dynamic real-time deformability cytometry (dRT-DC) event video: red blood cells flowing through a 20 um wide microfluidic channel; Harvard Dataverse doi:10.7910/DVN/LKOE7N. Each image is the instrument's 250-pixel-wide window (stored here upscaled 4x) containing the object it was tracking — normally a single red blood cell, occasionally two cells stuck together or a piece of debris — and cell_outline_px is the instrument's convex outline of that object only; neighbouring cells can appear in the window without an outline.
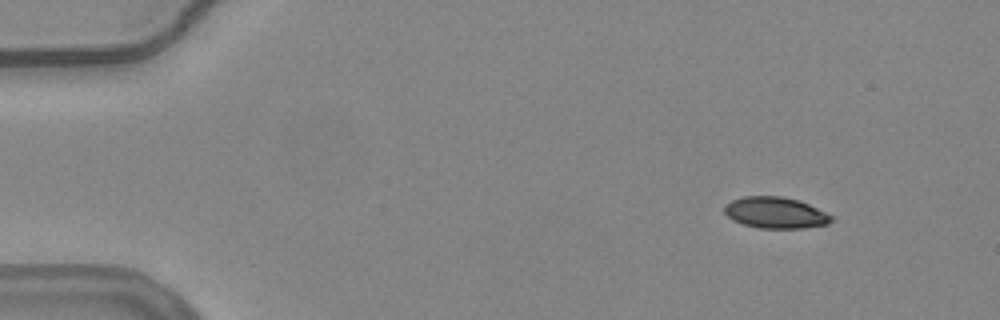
{"species": "common noctule bat (a hibernating species)", "species_latin": "Nyctalus noctula", "temperature_condition": "warm", "stored_images_in_passage": 50, "camera_frame_rate_fps": 3000, "um_per_image_px": 0.085, "animal": {"sex": "female", "body_mass_g": 24.6, "forearm_length_mm": 56.2}, "frame": {"image": 1, "passage_image": 1, "time_ms": 0.0, "image_size_px": [1000, 320], "cell_outline_px": [[836, 220], [828, 224], [804, 228], [760, 228], [744, 224], [732, 220], [724, 212], [724, 204], [732, 200], [744, 196], [784, 196], [800, 200], [836, 216]], "centroid_in_image_um": [65.98, 18.07], "position_along_channel_um": 19.0, "area_um2": 19.88}}
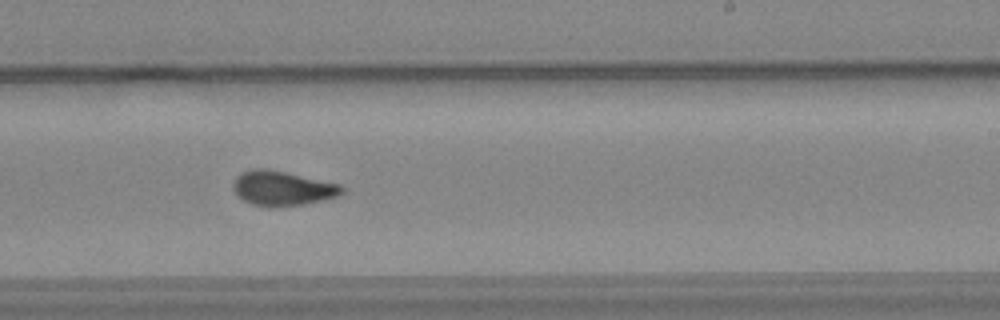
{"frame": {"image": 2, "passage_image": 29, "time_ms": 9.333, "image_size_px": [1000, 320], "cell_outline_px": [[344, 192], [340, 196], [304, 204], [252, 204], [244, 200], [232, 188], [232, 184], [236, 176], [240, 172], [256, 168], [268, 168], [340, 184], [344, 188]], "centroid_in_image_um": [24.02, 15.95], "position_along_channel_um": 265.0, "area_um2": 21.39}}
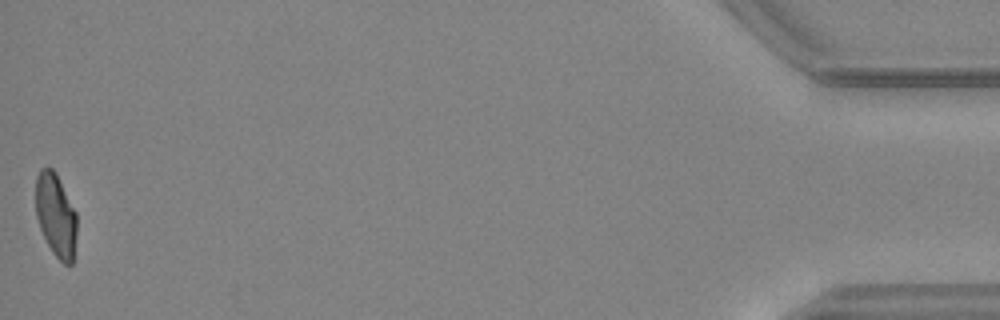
{"frame": {"image": 3, "passage_image": 50, "time_ms": 16.333, "image_size_px": [1000, 320], "cell_outline_px": [[76, 236], [72, 264], [64, 264], [52, 252], [40, 228], [36, 216], [36, 176], [40, 168], [48, 164], [56, 172], [76, 212]], "centroid_in_image_um": [4.73, 18.24], "position_along_channel_um": 430.5, "area_um2": 20.06}, "authors_computed_cell_mechanics": {"area_um2": 21.2415, "velocity_mm_per_s": 3.7572, "shape_relaxation_time_tau1_ms": 10.5653, "shape_relaxation_time_tau2_ms": 2.0877, "deformation_change_tau1": 0.2585, "deformation_change_tau2": 0.0759}}